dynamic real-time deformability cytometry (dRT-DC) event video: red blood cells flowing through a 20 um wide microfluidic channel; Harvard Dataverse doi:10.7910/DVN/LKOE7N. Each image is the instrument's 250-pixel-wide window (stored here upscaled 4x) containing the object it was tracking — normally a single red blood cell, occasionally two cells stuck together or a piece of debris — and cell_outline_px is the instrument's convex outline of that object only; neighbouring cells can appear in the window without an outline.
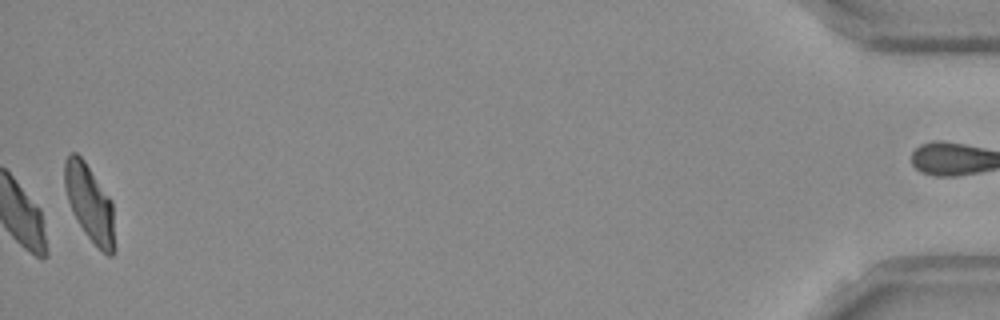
{"species": "Egyptian fruit bat (a non-hibernating species)", "species_latin": "Rousettus aegyptiacus", "temperature_condition": "room temperature", "stored_images_in_passage": 43, "camera_frame_rate_fps": 3000, "um_per_image_px": 0.085, "frame": {"image": 1, "passage_image": 43, "time_ms": 14.0, "image_size_px": [1000, 320], "cell_outline_px": [[116, 248], [112, 256], [108, 256], [84, 232], [72, 212], [64, 188], [64, 160], [72, 152], [76, 152], [84, 160], [112, 200]], "centroid_in_image_um": [7.63, 17.26], "position_along_channel_um": 427.6, "area_um2": 22.48}, "authors_computed_cell_mechanics": {"area_um2": 21.8484, "velocity_mm_per_s": 3.825, "shape_relaxation_time_tau1_ms": null, "shape_relaxation_time_tau2_ms": 6.7829, "deformation_change_tau1": null, "deformation_change_tau2": 0.0545}}